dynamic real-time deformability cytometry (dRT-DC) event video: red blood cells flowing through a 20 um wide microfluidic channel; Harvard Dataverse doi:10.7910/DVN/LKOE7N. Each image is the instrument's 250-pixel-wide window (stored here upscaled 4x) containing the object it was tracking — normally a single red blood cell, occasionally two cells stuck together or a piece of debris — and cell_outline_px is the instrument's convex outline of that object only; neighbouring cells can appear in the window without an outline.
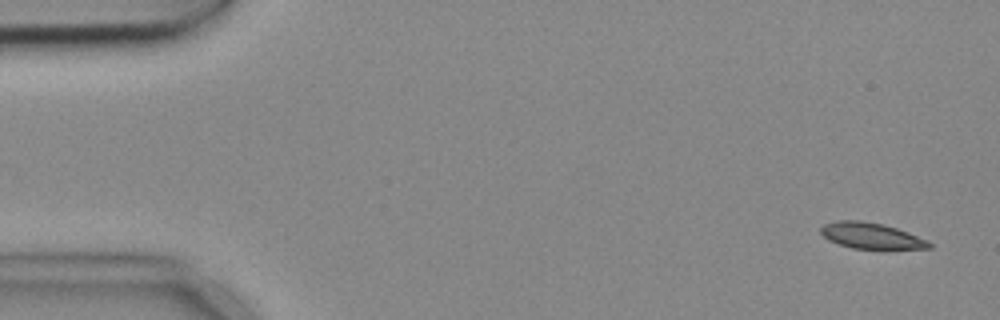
{"species": "common noctule bat (a hibernating species)", "species_latin": "Nyctalus noctula", "temperature_condition": "cold", "stored_images_in_passage": 5, "camera_frame_rate_fps": 3000, "um_per_image_px": 0.085, "animal": {"sex": "female", "body_mass_g": 18.4}, "frame": {"image": 1, "passage_image": 1, "time_ms": 0.0, "image_size_px": [1000, 320], "cell_outline_px": [[932, 248], [884, 252], [852, 248], [828, 240], [820, 232], [820, 228], [824, 224], [836, 220], [860, 220], [884, 224], [908, 232], [928, 240], [932, 244]], "centroid_in_image_um": [74.13, 20.09], "position_along_channel_um": 10.9, "area_um2": 17.4}}
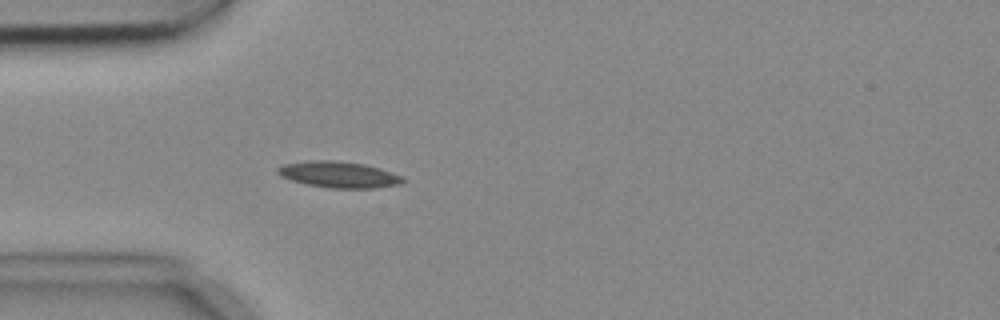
{"frame": {"image": 2, "passage_image": 5, "time_ms": 1.333, "image_size_px": [1000, 320], "cell_outline_px": [[408, 180], [400, 184], [376, 188], [328, 188], [308, 184], [292, 180], [280, 176], [276, 172], [276, 168], [284, 164], [308, 160], [336, 160], [364, 164], [380, 168], [404, 176]], "centroid_in_image_um": [28.83, 14.83], "position_along_channel_um": 56.2, "area_um2": 19.36}}